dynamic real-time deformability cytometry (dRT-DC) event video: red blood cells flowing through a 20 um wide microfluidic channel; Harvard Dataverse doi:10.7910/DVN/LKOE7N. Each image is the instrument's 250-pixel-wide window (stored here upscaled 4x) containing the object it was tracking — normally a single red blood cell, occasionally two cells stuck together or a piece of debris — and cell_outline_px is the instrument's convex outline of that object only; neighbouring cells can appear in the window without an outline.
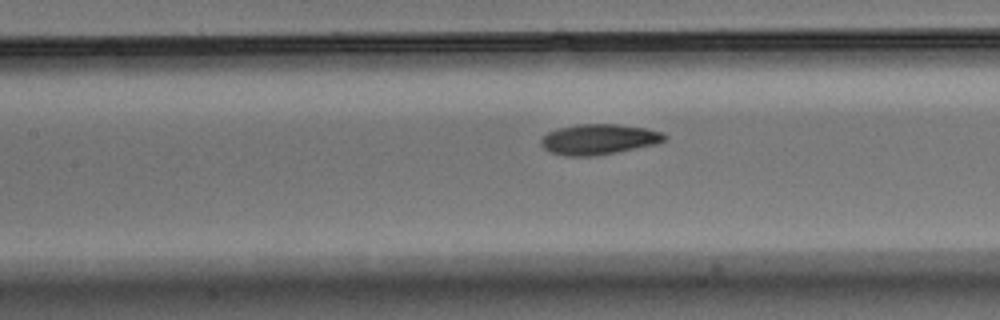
{"species": "Egyptian fruit bat (a non-hibernating species)", "species_latin": "Rousettus aegyptiacus", "temperature_condition": "warm", "stored_images_in_passage": 39, "camera_frame_rate_fps": 3000, "um_per_image_px": 0.085, "animal": {"sex": "male"}, "frame": {"image": 1, "passage_image": 21, "time_ms": 6.667, "image_size_px": [1000, 320], "cell_outline_px": [[668, 136], [660, 144], [596, 156], [564, 156], [552, 152], [544, 148], [540, 144], [540, 140], [548, 132], [560, 128], [576, 124], [616, 124], [644, 128], [660, 132]], "centroid_in_image_um": [50.91, 11.85], "position_along_channel_um": 156.5, "area_um2": 21.96}}
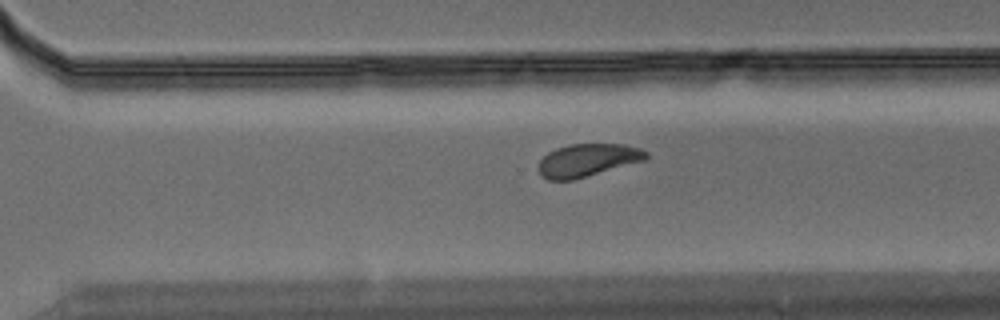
{"frame": {"image": 2, "passage_image": 34, "time_ms": 11.0, "image_size_px": [1000, 320], "cell_outline_px": [[648, 156], [644, 160], [572, 180], [548, 180], [540, 172], [540, 160], [548, 152], [556, 148], [572, 144], [624, 144], [640, 148], [648, 152]], "centroid_in_image_um": [49.96, 13.6], "position_along_channel_um": 320.6, "area_um2": 20.17}}
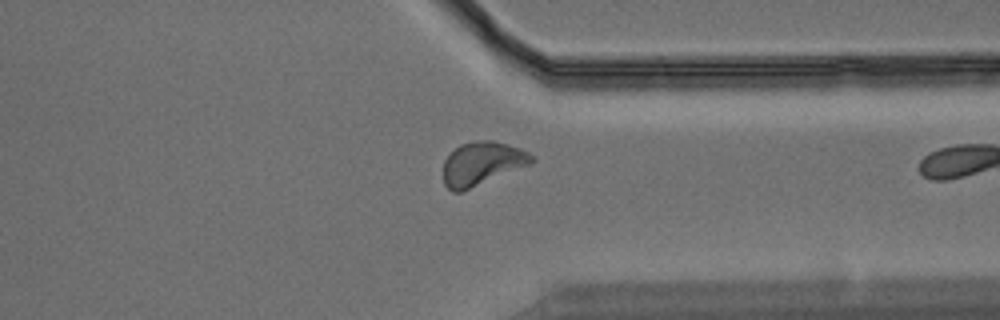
{"frame": {"image": 3, "passage_image": 38, "time_ms": 12.333, "image_size_px": [1000, 320], "cell_outline_px": [[536, 160], [532, 164], [460, 192], [452, 192], [444, 184], [444, 160], [460, 144], [472, 140], [492, 140], [508, 144], [520, 148], [536, 156]], "centroid_in_image_um": [41.01, 13.88], "position_along_channel_um": 370.4, "area_um2": 22.48}}